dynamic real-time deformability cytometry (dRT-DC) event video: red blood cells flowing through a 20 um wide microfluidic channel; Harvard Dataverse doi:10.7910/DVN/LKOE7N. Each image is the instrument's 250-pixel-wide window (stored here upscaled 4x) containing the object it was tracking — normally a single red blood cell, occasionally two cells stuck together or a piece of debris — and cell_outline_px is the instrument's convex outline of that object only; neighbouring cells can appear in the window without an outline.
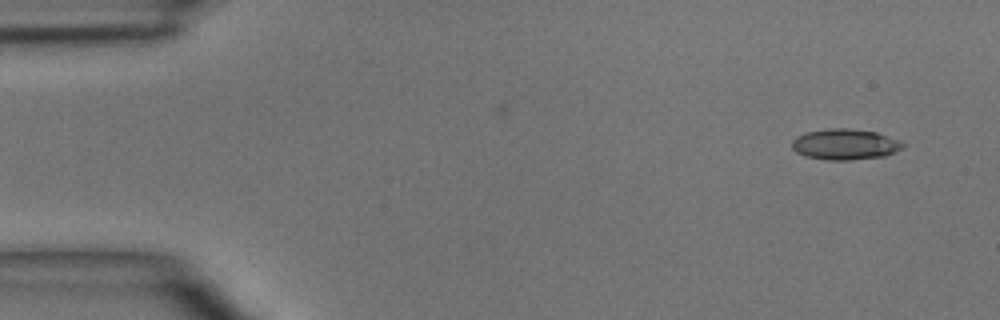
{"species": "common noctule bat (a hibernating species)", "species_latin": "Nyctalus noctula", "temperature_condition": "room temperature", "stored_images_in_passage": 3, "segment_of_instrument_passage": [2, 2], "camera_frame_rate_fps": 3000, "um_per_image_px": 0.085, "animal": {"sex": "male", "body_mass_g": 15.6}, "frame": {"image": 1, "passage_image": 3, "time_ms": 3.333, "image_size_px": [1000, 320], "cell_outline_px": [[904, 148], [896, 152], [884, 156], [848, 160], [828, 160], [804, 156], [796, 152], [792, 148], [792, 140], [796, 136], [808, 132], [828, 128], [848, 128], [876, 132], [896, 140], [904, 144]], "centroid_in_image_um": [71.8, 12.27], "position_along_channel_um": 13.2, "area_um2": 19.83}}